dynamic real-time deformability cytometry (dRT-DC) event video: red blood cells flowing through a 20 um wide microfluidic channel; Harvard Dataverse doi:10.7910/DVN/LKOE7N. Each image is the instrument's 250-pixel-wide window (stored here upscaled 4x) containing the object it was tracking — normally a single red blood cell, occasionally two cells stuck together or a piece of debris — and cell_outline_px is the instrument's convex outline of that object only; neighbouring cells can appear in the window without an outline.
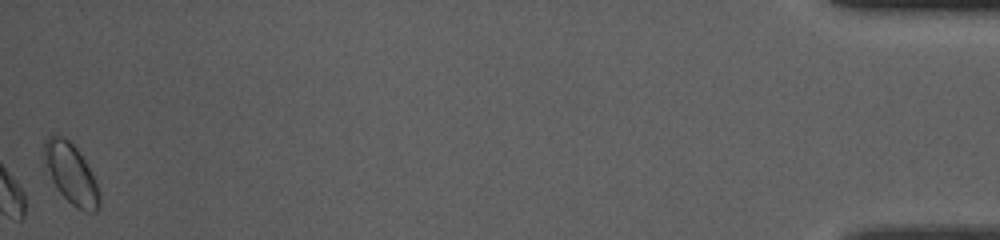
{"species": "common noctule bat (a hibernating species)", "species_latin": "Nyctalus noctula", "temperature_condition": "room temperature", "stored_images_in_passage": 45, "camera_frame_rate_fps": 3000, "um_per_image_px": 0.085, "animal": {"sex": "female", "body_mass_g": 10.0, "forearm_length_mm": 53.1}, "frame": {"image": 1, "passage_image": 45, "time_ms": 14.667, "image_size_px": [1000, 240], "cell_outline_px": [[100, 208], [96, 212], [84, 212], [76, 208], [56, 188], [52, 180], [48, 168], [44, 152], [44, 140], [52, 132], [64, 136], [76, 148], [84, 160], [96, 180], [100, 192]], "centroid_in_image_um": [6.07, 14.77], "position_along_channel_um": 429.1, "area_um2": 19.36}, "authors_computed_cell_mechanics": {"area_um2": 17.6868, "velocity_mm_per_s": 3.706, "shape_relaxation_time_tau1_ms": 1.1212, "shape_relaxation_time_tau2_ms": 9.0915, "deformation_change_tau1": 0.0714, "deformation_change_tau2": 0.099}}